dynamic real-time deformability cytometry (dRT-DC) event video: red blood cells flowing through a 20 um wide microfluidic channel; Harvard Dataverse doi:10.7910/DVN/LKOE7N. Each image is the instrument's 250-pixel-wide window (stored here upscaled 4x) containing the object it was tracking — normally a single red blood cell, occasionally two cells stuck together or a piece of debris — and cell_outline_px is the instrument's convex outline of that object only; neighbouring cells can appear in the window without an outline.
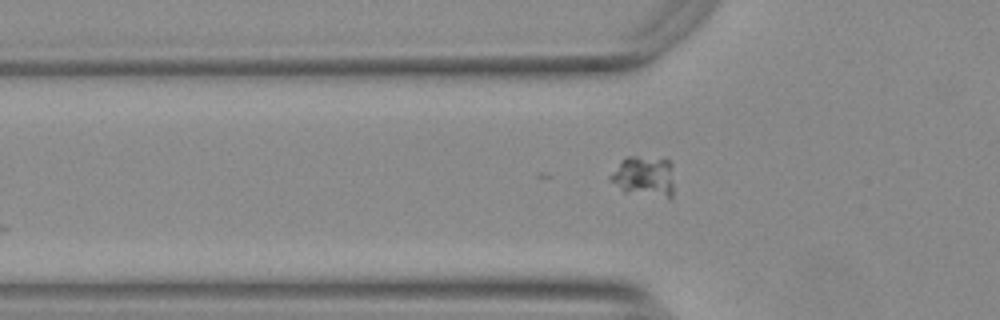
{"species": "Egyptian fruit bat (a non-hibernating species)", "species_latin": "Rousettus aegyptiacus", "temperature_condition": "warm", "stored_images_in_passage": 12, "camera_frame_rate_fps": 3000, "um_per_image_px": 0.085, "animal": {"sex": "female"}, "frame": {"image": 1, "passage_image": 4, "time_ms": 1.0, "image_size_px": [1000, 320], "cell_outline_px": [[672, 196], [668, 200], [624, 192], [608, 180], [608, 176], [620, 160], [624, 156], [636, 156], [668, 160], [672, 164]], "centroid_in_image_um": [54.71, 15.02], "position_along_channel_um": 71.1, "area_um2": 15.66}}
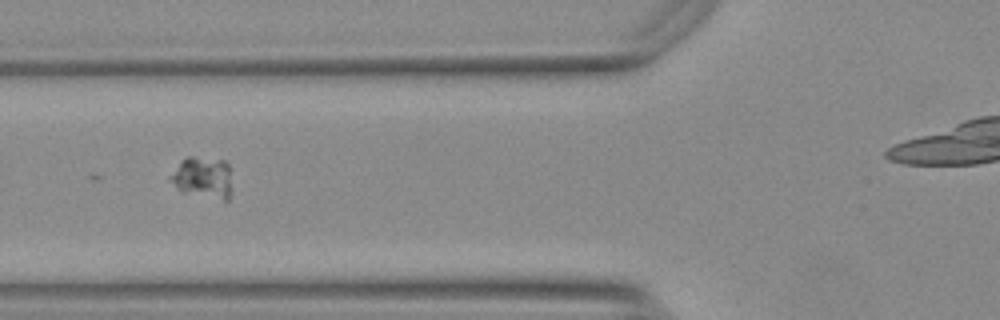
{"frame": {"image": 2, "passage_image": 7, "time_ms": 2.0, "image_size_px": [1000, 320], "cell_outline_px": [[228, 200], [224, 200], [180, 192], [172, 180], [172, 176], [180, 160], [188, 156], [192, 156], [224, 160], [228, 164]], "centroid_in_image_um": [17.21, 15.07], "position_along_channel_um": 108.6, "area_um2": 14.28}}
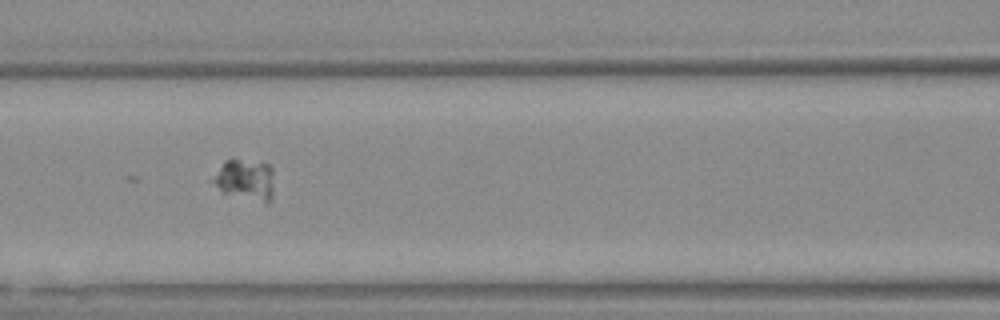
{"frame": {"image": 3, "passage_image": 10, "time_ms": 3.0, "image_size_px": [1000, 320], "cell_outline_px": [[272, 196], [268, 204], [224, 192], [212, 180], [224, 160], [236, 160], [268, 164], [272, 168]], "centroid_in_image_um": [20.89, 15.29], "position_along_channel_um": 145.7, "area_um2": 13.99}}